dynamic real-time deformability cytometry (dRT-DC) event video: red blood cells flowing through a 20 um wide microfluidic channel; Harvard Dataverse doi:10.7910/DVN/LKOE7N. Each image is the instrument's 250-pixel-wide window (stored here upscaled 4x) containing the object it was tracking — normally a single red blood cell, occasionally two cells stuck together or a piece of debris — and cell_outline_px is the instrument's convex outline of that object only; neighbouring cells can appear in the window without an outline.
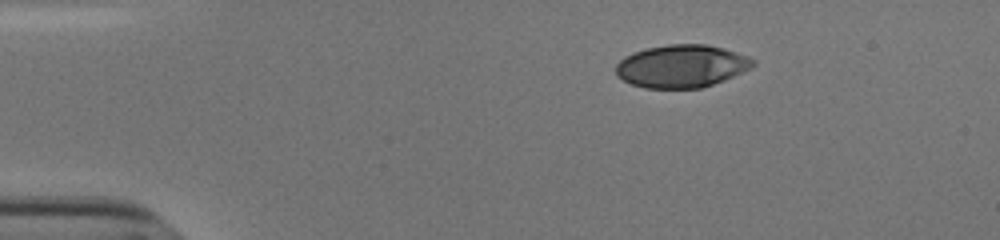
{"species": "human", "species_latin": "Homo sapiens", "temperature_condition": "cold", "stored_images_in_passage": 37, "camera_frame_rate_fps": 3000, "um_per_image_px": 0.085, "donor": {"sex": "male"}, "frame": {"image": 1, "passage_image": 1, "time_ms": 0.0, "image_size_px": [1000, 240], "cell_outline_px": [[756, 64], [752, 68], [724, 80], [700, 88], [644, 88], [632, 84], [616, 76], [616, 64], [624, 56], [632, 52], [648, 48], [668, 44], [704, 44], [724, 48], [748, 56], [756, 60]], "centroid_in_image_um": [57.94, 5.62], "position_along_channel_um": 27.1, "area_um2": 34.28}}
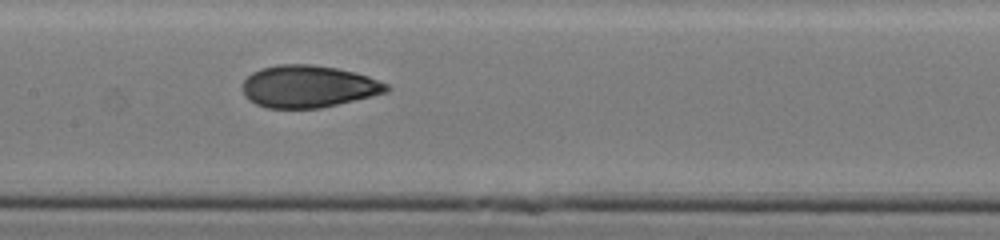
{"frame": {"image": 2, "passage_image": 19, "time_ms": 6.0, "image_size_px": [1000, 240], "cell_outline_px": [[392, 88], [388, 92], [320, 108], [268, 108], [256, 104], [248, 100], [244, 96], [240, 84], [252, 72], [260, 68], [280, 64], [308, 64], [336, 68], [368, 76], [388, 84]], "centroid_in_image_um": [26.17, 7.35], "position_along_channel_um": 181.2, "area_um2": 35.49}}
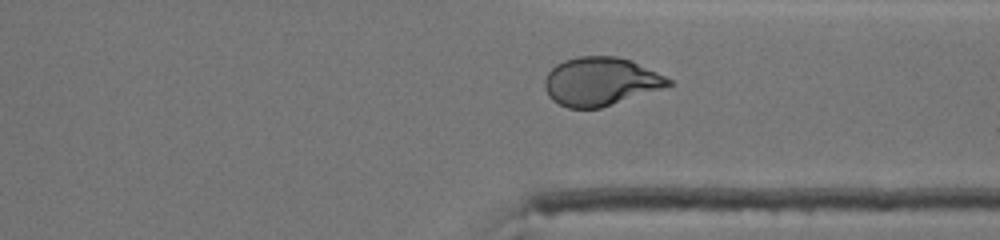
{"frame": {"image": 3, "passage_image": 33, "time_ms": 10.667, "image_size_px": [1000, 240], "cell_outline_px": [[672, 84], [600, 108], [568, 108], [552, 100], [548, 96], [544, 88], [544, 80], [548, 72], [556, 64], [564, 60], [580, 56], [616, 56], [632, 60], [672, 80]], "centroid_in_image_um": [50.99, 6.91], "position_along_channel_um": 360.4, "area_um2": 34.51}, "authors_computed_cell_mechanics": {"area_um2": 35.0268, "velocity_mm_per_s": 3.8386, "shape_relaxation_time_tau1_ms": 7.8523, "shape_relaxation_time_tau2_ms": 1.0265, "deformation_change_tau1": 0.2377, "deformation_change_tau2": 0.0614}}